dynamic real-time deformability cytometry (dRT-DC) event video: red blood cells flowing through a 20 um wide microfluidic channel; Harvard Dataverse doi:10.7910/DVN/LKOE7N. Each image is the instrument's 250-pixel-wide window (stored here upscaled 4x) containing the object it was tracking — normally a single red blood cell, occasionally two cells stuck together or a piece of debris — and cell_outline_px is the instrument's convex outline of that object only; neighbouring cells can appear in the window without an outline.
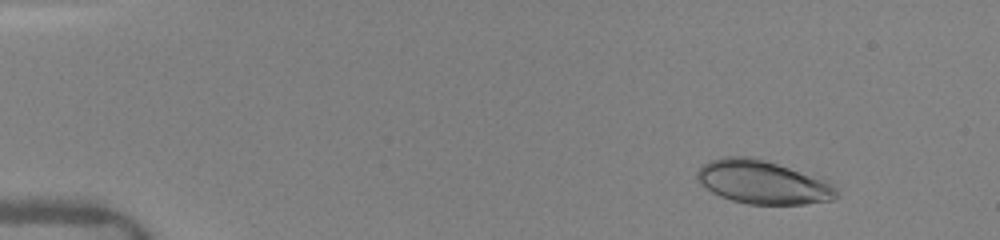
{"species": "human", "species_latin": "Homo sapiens", "temperature_condition": "warm", "stored_images_in_passage": 33, "camera_frame_rate_fps": 3000, "um_per_image_px": 0.085, "donor": {"sex": "female"}, "frame": {"image": 1, "passage_image": 3, "time_ms": 0.667, "image_size_px": [1000, 240], "cell_outline_px": [[840, 196], [832, 200], [804, 204], [748, 204], [732, 200], [720, 196], [712, 192], [700, 184], [696, 180], [696, 172], [704, 164], [712, 160], [724, 156], [752, 156], [824, 176], [840, 192]], "centroid_in_image_um": [64.92, 15.47], "position_along_channel_um": 20.1, "area_um2": 36.18}}
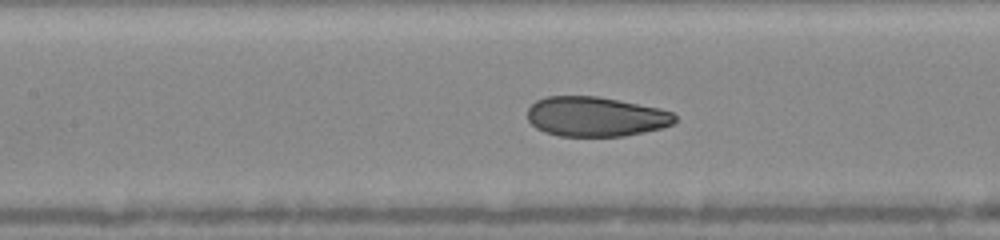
{"frame": {"image": 2, "passage_image": 12, "time_ms": 6.667, "image_size_px": [1000, 240], "cell_outline_px": [[676, 120], [672, 124], [660, 128], [644, 132], [624, 136], [560, 136], [544, 132], [536, 128], [528, 120], [528, 108], [536, 100], [548, 96], [596, 96], [660, 108], [672, 112], [676, 116]], "centroid_in_image_um": [50.62, 9.91], "position_along_channel_um": 156.8, "area_um2": 34.1}}
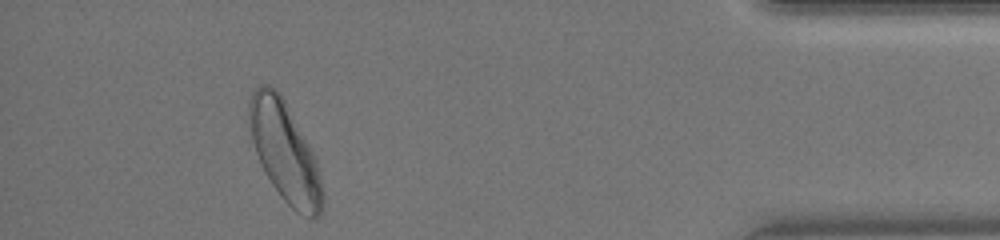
{"frame": {"image": 3, "passage_image": 30, "time_ms": 14.0, "image_size_px": [1000, 240], "cell_outline_px": [[324, 208], [312, 220], [308, 220], [296, 212], [280, 196], [272, 184], [260, 164], [252, 140], [248, 120], [248, 100], [256, 84], [268, 84], [276, 88], [280, 92], [308, 144], [316, 160], [324, 192]], "centroid_in_image_um": [24.2, 12.91], "position_along_channel_um": 411.0, "area_um2": 42.83}, "authors_computed_cell_mechanics": {"area_um2": 35.4314, "velocity_mm_per_s": 4.0938, "shape_relaxation_time_tau1_ms": 4.3281, "shape_relaxation_time_tau2_ms": 0.8242, "deformation_change_tau1": 0.1494, "deformation_change_tau2": 0.0578}}